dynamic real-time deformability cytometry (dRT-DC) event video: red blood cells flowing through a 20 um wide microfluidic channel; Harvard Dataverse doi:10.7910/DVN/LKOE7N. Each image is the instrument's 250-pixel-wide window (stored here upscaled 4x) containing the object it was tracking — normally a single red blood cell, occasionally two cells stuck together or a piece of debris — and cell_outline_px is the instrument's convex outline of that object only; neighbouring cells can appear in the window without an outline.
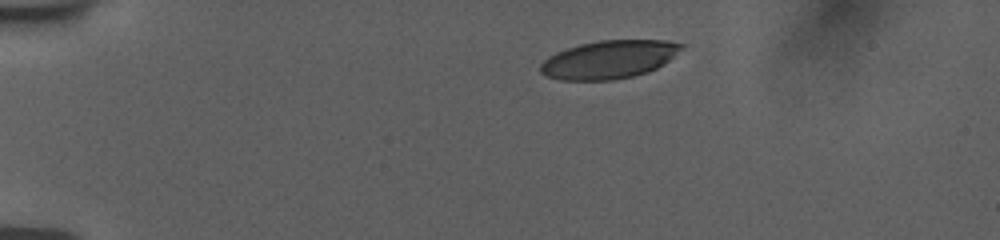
{"species": "human", "species_latin": "Homo sapiens", "temperature_condition": "room temperature", "stored_images_in_passage": 45, "camera_frame_rate_fps": 3000, "um_per_image_px": 0.085, "donor": {"sex": "female"}, "frame": {"image": 1, "passage_image": 1, "time_ms": 0.0, "image_size_px": [1000, 240], "cell_outline_px": [[684, 48], [664, 64], [648, 72], [632, 76], [612, 80], [560, 80], [548, 76], [540, 72], [540, 64], [548, 56], [556, 52], [580, 44], [600, 40], [668, 40], [684, 44]], "centroid_in_image_um": [51.78, 5.05], "position_along_channel_um": 33.2, "area_um2": 31.39}}
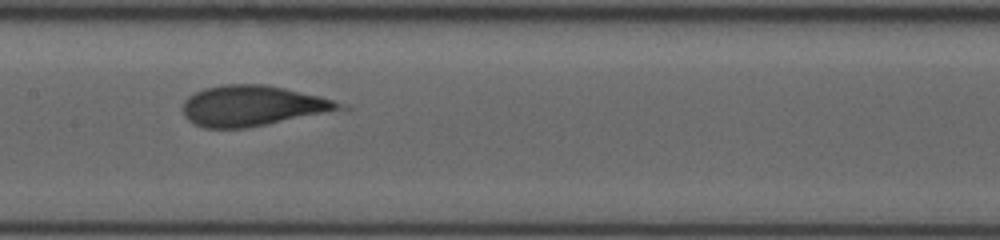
{"frame": {"image": 2, "passage_image": 19, "time_ms": 6.0, "image_size_px": [1000, 240], "cell_outline_px": [[352, 108], [244, 128], [204, 128], [192, 124], [184, 116], [184, 100], [188, 96], [204, 88], [224, 84], [264, 84], [284, 88], [320, 96], [352, 104]], "centroid_in_image_um": [21.54, 8.99], "position_along_channel_um": 185.9, "area_um2": 37.28}}
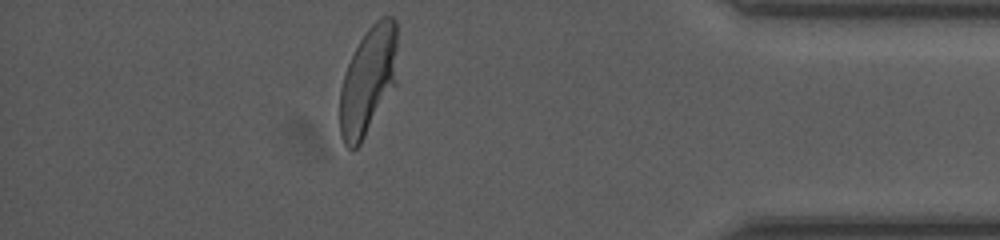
{"frame": {"image": 3, "passage_image": 39, "time_ms": 12.667, "image_size_px": [1000, 240], "cell_outline_px": [[396, 84], [360, 144], [356, 148], [348, 148], [344, 144], [340, 136], [340, 88], [344, 72], [360, 40], [368, 28], [376, 20], [384, 16], [392, 16], [396, 20]], "centroid_in_image_um": [31.28, 6.86], "position_along_channel_um": 403.9, "area_um2": 36.07}}